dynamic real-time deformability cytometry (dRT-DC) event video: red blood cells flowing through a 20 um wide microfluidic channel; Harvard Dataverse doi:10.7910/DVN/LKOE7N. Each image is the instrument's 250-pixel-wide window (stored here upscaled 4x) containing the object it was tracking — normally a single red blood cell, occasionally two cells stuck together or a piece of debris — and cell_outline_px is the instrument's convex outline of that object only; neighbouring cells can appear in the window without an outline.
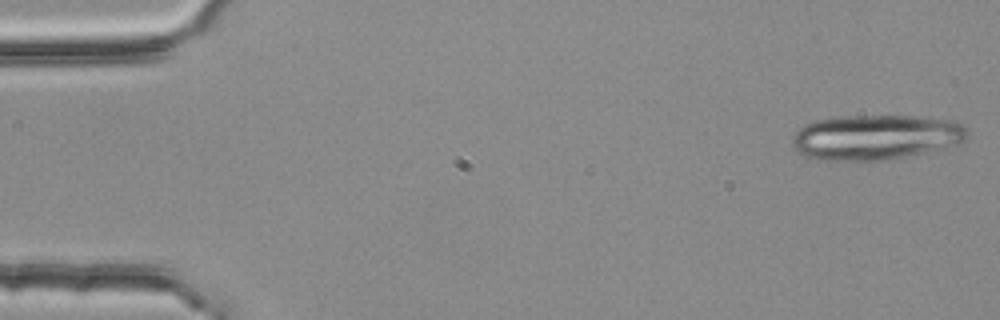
{"species": "common noctule bat (a hibernating species)", "species_latin": "Nyctalus noctula", "temperature_condition": "room temperature", "stored_images_in_passage": 5, "segment_of_instrument_passage": [1, 2], "camera_frame_rate_fps": 3000, "um_per_image_px": 0.085, "animal": {"sex": "female", "body_mass_g": 25.1}, "frame": {"image": 1, "passage_image": 1, "time_ms": 0.0, "image_size_px": [1000, 320], "cell_outline_px": [[968, 136], [960, 144], [944, 148], [904, 156], [880, 160], [820, 160], [804, 156], [796, 152], [792, 144], [792, 136], [804, 124], [816, 120], [840, 116], [916, 116], [956, 120], [968, 132]], "centroid_in_image_um": [74.42, 11.65], "position_along_channel_um": 10.6, "area_um2": 46.07}}